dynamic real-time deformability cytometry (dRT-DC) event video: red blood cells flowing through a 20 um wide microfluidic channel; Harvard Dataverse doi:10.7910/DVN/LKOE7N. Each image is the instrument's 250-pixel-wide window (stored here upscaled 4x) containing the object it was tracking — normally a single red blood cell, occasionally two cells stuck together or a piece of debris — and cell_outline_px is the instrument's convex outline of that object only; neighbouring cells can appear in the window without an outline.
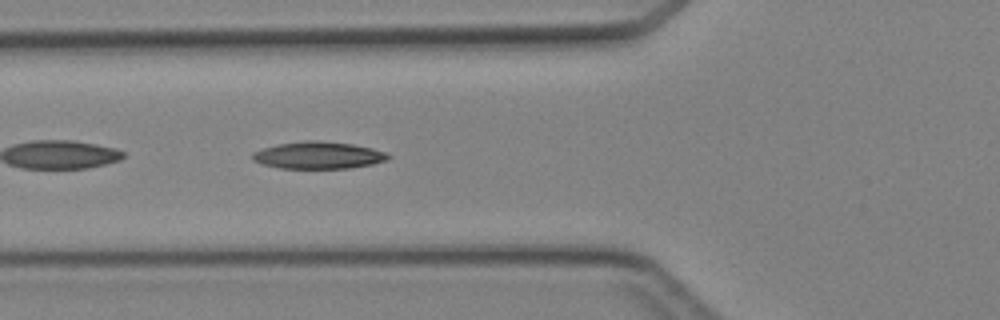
{"species": "Egyptian fruit bat (a non-hibernating species)", "species_latin": "Rousettus aegyptiacus", "temperature_condition": "cold", "stored_images_in_passage": 5, "camera_frame_rate_fps": 3000, "um_per_image_px": 0.085, "animal": {"sex": "female"}, "frame": {"image": 1, "passage_image": 5, "time_ms": 5.0, "image_size_px": [1000, 320], "cell_outline_px": [[392, 156], [388, 160], [372, 164], [348, 168], [280, 168], [264, 164], [252, 160], [252, 152], [276, 144], [304, 140], [316, 140], [352, 144], [372, 148], [388, 152]], "centroid_in_image_um": [27.09, 13.19], "position_along_channel_um": 98.7, "area_um2": 21.5}}